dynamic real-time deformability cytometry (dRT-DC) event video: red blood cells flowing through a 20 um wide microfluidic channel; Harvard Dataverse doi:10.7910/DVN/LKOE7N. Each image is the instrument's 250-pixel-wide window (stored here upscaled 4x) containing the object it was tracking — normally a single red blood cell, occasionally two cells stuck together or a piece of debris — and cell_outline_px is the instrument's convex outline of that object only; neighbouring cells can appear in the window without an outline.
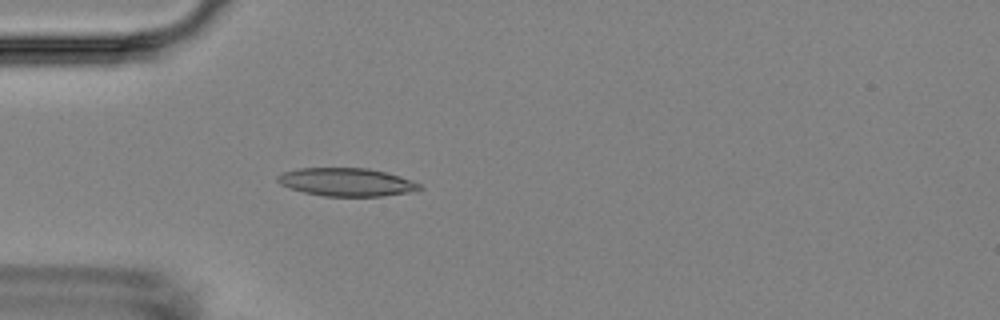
{"species": "Egyptian fruit bat (a non-hibernating species)", "species_latin": "Rousettus aegyptiacus", "temperature_condition": "room temperature", "stored_images_in_passage": 5, "camera_frame_rate_fps": 3000, "um_per_image_px": 0.085, "animal": {"sex": "female"}, "frame": {"image": 1, "passage_image": 5, "time_ms": 5.0, "image_size_px": [1000, 320], "cell_outline_px": [[424, 188], [408, 192], [380, 196], [324, 196], [304, 192], [280, 184], [276, 180], [276, 176], [284, 172], [296, 168], [368, 168], [388, 172], [412, 180], [420, 184]], "centroid_in_image_um": [29.46, 15.47], "position_along_channel_um": 55.5, "area_um2": 23.24}}